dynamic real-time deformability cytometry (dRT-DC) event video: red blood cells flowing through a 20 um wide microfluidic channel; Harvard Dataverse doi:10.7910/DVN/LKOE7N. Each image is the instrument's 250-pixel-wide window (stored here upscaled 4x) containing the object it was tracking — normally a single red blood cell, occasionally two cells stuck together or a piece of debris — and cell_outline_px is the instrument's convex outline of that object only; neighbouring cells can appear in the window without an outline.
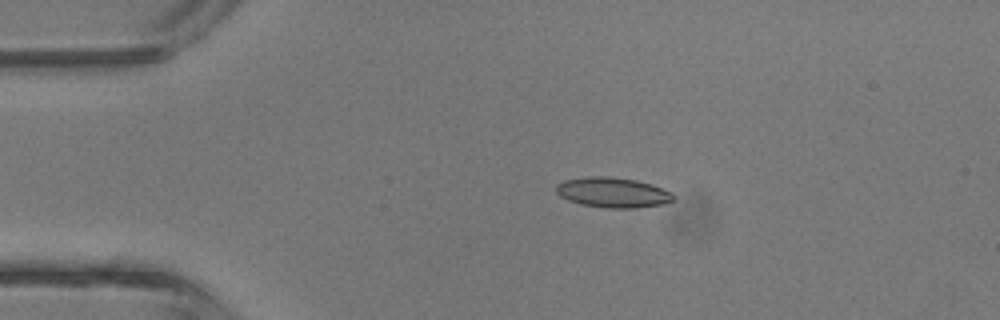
{"species": "common noctule bat (a hibernating species)", "species_latin": "Nyctalus noctula", "temperature_condition": "room temperature", "stored_images_in_passage": 4, "camera_frame_rate_fps": 3000, "um_per_image_px": 0.085, "animal": {"sex": "male", "body_mass_g": 13.3}, "frame": {"image": 1, "passage_image": 3, "time_ms": 2.333, "image_size_px": [1000, 320], "cell_outline_px": [[676, 200], [664, 204], [636, 208], [608, 208], [580, 204], [568, 200], [560, 196], [556, 192], [556, 184], [564, 180], [588, 176], [608, 176], [636, 180], [652, 184], [672, 192], [676, 196]], "centroid_in_image_um": [52.12, 16.36], "position_along_channel_um": 32.9, "area_um2": 20.87}}